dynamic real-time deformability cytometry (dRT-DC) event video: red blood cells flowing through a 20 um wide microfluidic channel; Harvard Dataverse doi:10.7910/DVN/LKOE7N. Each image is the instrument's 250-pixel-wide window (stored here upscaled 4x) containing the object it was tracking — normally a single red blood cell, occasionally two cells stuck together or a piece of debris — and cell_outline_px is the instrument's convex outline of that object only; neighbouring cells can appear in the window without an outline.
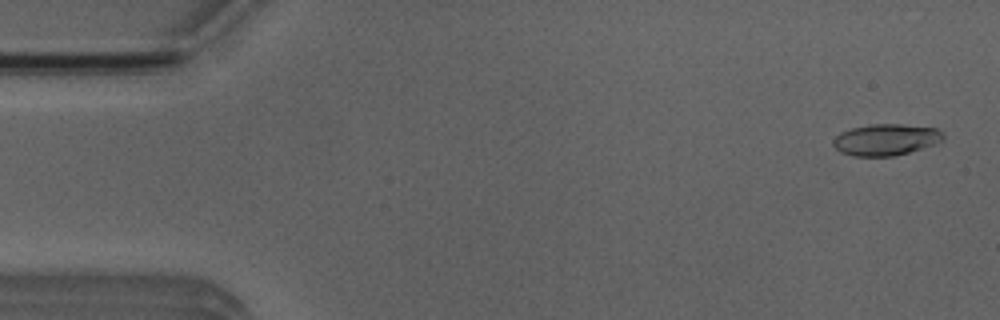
{"species": "Egyptian fruit bat (a non-hibernating species)", "species_latin": "Rousettus aegyptiacus", "temperature_condition": "room temperature", "stored_images_in_passage": 12, "camera_frame_rate_fps": 3000, "um_per_image_px": 0.085, "animal": {"sex": "male"}, "frame": {"image": 1, "passage_image": 2, "time_ms": 0.333, "image_size_px": [1000, 320], "cell_outline_px": [[944, 140], [908, 152], [892, 156], [852, 156], [840, 152], [832, 144], [832, 140], [840, 132], [852, 128], [872, 124], [904, 124], [936, 128], [944, 136]], "centroid_in_image_um": [75.25, 11.86], "position_along_channel_um": 9.8, "area_um2": 20.0}}